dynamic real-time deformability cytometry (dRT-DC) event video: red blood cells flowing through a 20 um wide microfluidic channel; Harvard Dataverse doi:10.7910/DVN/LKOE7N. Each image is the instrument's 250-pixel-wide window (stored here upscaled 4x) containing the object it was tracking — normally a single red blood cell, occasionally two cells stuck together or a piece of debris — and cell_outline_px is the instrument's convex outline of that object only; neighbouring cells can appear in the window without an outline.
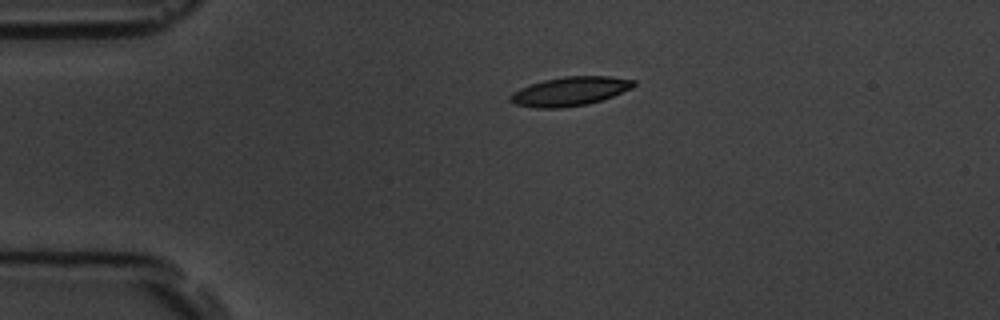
{"species": "common noctule bat (a hibernating species)", "species_latin": "Nyctalus noctula", "temperature_condition": "room temperature", "stored_images_in_passage": 2, "camera_frame_rate_fps": 3000, "um_per_image_px": 0.085, "animal": {"sex": "male", "body_mass_g": 19.5, "forearm_length_mm": 54.6}, "frame": {"image": 1, "passage_image": 1, "time_ms": 0.0, "image_size_px": [1000, 320], "cell_outline_px": [[636, 84], [632, 88], [612, 96], [588, 104], [560, 108], [536, 108], [516, 104], [508, 100], [508, 96], [512, 92], [520, 88], [544, 80], [564, 76], [612, 76], [636, 80]], "centroid_in_image_um": [48.44, 7.76], "position_along_channel_um": 36.6, "area_um2": 20.87}}